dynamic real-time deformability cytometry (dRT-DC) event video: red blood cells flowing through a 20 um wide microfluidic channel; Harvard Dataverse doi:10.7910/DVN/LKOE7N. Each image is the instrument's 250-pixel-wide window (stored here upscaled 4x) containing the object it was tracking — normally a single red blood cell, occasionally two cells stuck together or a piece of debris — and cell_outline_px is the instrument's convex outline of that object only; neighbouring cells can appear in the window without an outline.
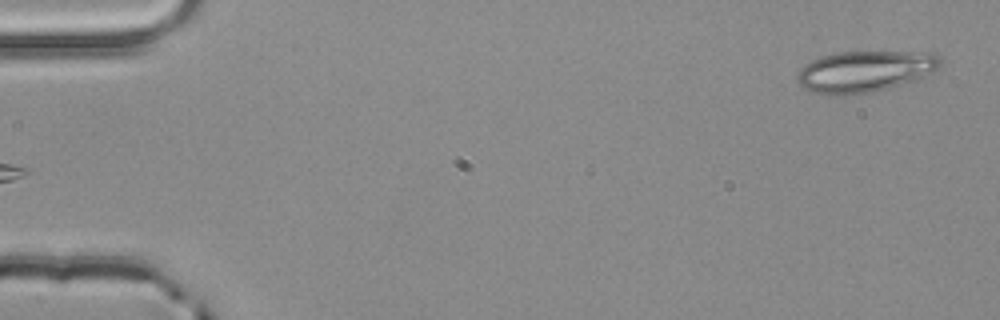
{"species": "common noctule bat (a hibernating species)", "species_latin": "Nyctalus noctula", "temperature_condition": "room temperature", "stored_images_in_passage": 3, "segment_of_instrument_passage": [2, 2], "camera_frame_rate_fps": 3000, "um_per_image_px": 0.085, "animal": {"sex": "male", "body_mass_g": 20.4}, "frame": {"image": 1, "passage_image": 3, "time_ms": 0.667, "image_size_px": [1000, 320], "cell_outline_px": [[940, 68], [916, 80], [888, 88], [872, 92], [844, 96], [828, 96], [812, 92], [804, 88], [796, 80], [796, 72], [804, 64], [820, 56], [840, 52], [936, 52], [940, 56]], "centroid_in_image_um": [73.48, 6.08], "position_along_channel_um": 11.5, "area_um2": 34.97}}